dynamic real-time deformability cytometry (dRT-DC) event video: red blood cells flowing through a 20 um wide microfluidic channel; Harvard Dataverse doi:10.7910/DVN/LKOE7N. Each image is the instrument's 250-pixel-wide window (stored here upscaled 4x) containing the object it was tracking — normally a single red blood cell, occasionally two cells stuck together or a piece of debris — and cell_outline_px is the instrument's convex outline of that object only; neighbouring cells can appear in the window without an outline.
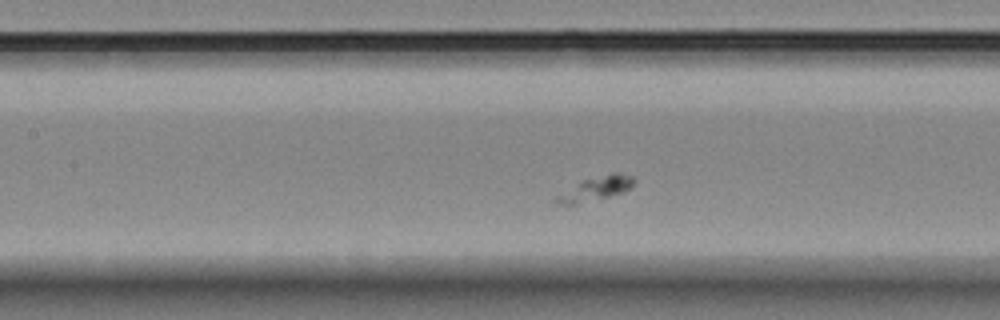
{"species": "Egyptian fruit bat (a non-hibernating species)", "species_latin": "Rousettus aegyptiacus", "temperature_condition": "room temperature", "stored_images_in_passage": 43, "camera_frame_rate_fps": 3000, "um_per_image_px": 0.085, "animal": {"sex": "female"}, "frame": {"image": 1, "passage_image": 11, "time_ms": 3.333, "image_size_px": [1000, 320], "cell_outline_px": [[636, 180], [632, 188], [624, 192], [576, 204], [556, 204], [552, 200], [556, 196], [580, 180], [612, 172], [620, 172], [632, 176]], "centroid_in_image_um": [50.65, 16.0], "position_along_channel_um": 156.8, "area_um2": 11.1}}